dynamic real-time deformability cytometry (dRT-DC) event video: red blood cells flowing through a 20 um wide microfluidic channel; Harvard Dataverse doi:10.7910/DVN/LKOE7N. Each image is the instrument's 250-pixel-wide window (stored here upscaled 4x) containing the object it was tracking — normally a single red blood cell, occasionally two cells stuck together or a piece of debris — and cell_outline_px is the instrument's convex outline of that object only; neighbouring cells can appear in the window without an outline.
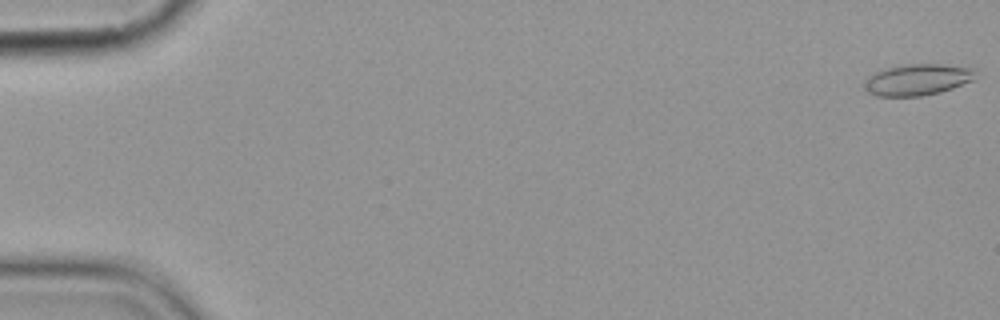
{"species": "common noctule bat (a hibernating species)", "species_latin": "Nyctalus noctula", "temperature_condition": "cold", "stored_images_in_passage": 5, "camera_frame_rate_fps": 3000, "um_per_image_px": 0.085, "animal": {"sex": "female", "body_mass_g": 19.9}, "frame": {"image": 1, "passage_image": 1, "time_ms": 0.0, "image_size_px": [1000, 320], "cell_outline_px": [[980, 68], [972, 80], [952, 88], [940, 92], [920, 96], [876, 96], [868, 92], [864, 80], [868, 76], [876, 72], [888, 68], [904, 64], [940, 64]], "centroid_in_image_um": [78.03, 6.76], "position_along_channel_um": 7.0, "area_um2": 20.29}}